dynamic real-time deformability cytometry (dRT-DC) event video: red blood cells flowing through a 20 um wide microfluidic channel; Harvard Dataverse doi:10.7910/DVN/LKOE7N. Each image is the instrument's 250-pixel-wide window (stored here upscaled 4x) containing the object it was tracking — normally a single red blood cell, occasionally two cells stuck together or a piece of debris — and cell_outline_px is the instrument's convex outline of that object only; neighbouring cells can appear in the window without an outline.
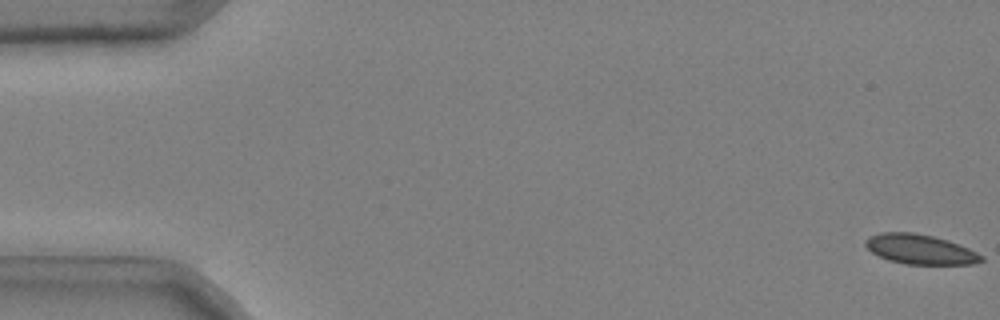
{"species": "common noctule bat (a hibernating species)", "species_latin": "Nyctalus noctula", "temperature_condition": "cold", "stored_images_in_passage": 52, "camera_frame_rate_fps": 3000, "um_per_image_px": 0.085, "animal": {"sex": "male", "body_mass_g": 20.4}, "frame": {"image": 1, "passage_image": 1, "time_ms": 0.0, "image_size_px": [1000, 320], "cell_outline_px": [[984, 260], [972, 264], [904, 264], [888, 260], [872, 252], [864, 244], [864, 240], [868, 236], [880, 232], [912, 232], [932, 236], [948, 240], [968, 248], [984, 256]], "centroid_in_image_um": [78.19, 21.18], "position_along_channel_um": 6.8, "area_um2": 20.11}}
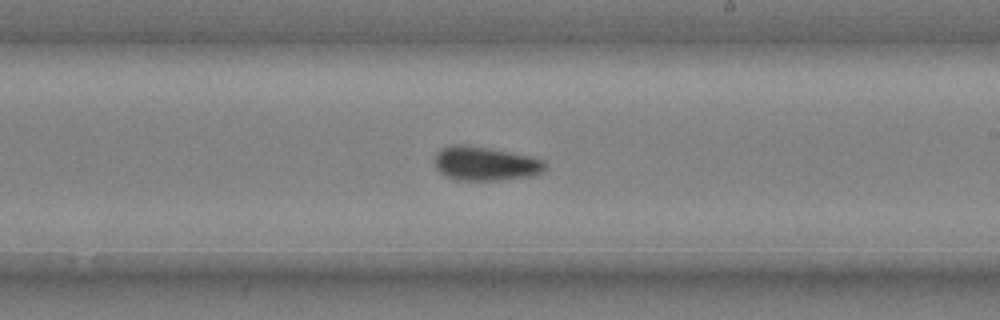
{"frame": {"image": 2, "passage_image": 32, "time_ms": 10.333, "image_size_px": [1000, 320], "cell_outline_px": [[548, 164], [544, 172], [532, 176], [496, 180], [456, 180], [444, 176], [436, 168], [436, 152], [440, 148], [452, 144], [468, 144], [532, 156], [544, 160]], "centroid_in_image_um": [41.27, 13.89], "position_along_channel_um": 247.7, "area_um2": 22.25}}
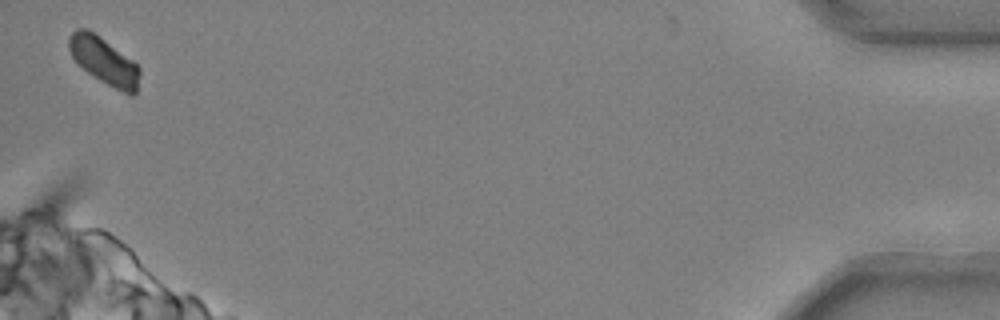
{"frame": {"image": 3, "passage_image": 52, "time_ms": 17.0, "image_size_px": [1000, 320], "cell_outline_px": [[140, 72], [136, 92], [132, 96], [128, 96], [100, 80], [88, 72], [72, 56], [68, 48], [68, 36], [76, 28], [88, 28], [100, 36], [132, 60], [140, 68]], "centroid_in_image_um": [8.85, 5.16], "position_along_channel_um": 426.4, "area_um2": 19.31}, "authors_computed_cell_mechanics": {"area_um2": 21.097, "velocity_mm_per_s": 3.6989, "shape_relaxation_time_tau1_ms": 3.9232, "shape_relaxation_time_tau2_ms": 3.0791, "deformation_change_tau1": 0.0908, "deformation_change_tau2": 0.0671}}